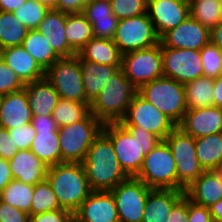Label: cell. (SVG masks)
I'll use <instances>...</instances> for the list:
<instances>
[{
    "label": "cell",
    "instance_id": "d6986e66",
    "mask_svg": "<svg viewBox=\"0 0 222 222\" xmlns=\"http://www.w3.org/2000/svg\"><path fill=\"white\" fill-rule=\"evenodd\" d=\"M32 117L25 88L3 95L0 104V128L9 130L29 124Z\"/></svg>",
    "mask_w": 222,
    "mask_h": 222
},
{
    "label": "cell",
    "instance_id": "f907efd6",
    "mask_svg": "<svg viewBox=\"0 0 222 222\" xmlns=\"http://www.w3.org/2000/svg\"><path fill=\"white\" fill-rule=\"evenodd\" d=\"M31 123L35 131L58 130V126L51 115H33Z\"/></svg>",
    "mask_w": 222,
    "mask_h": 222
},
{
    "label": "cell",
    "instance_id": "680465c9",
    "mask_svg": "<svg viewBox=\"0 0 222 222\" xmlns=\"http://www.w3.org/2000/svg\"><path fill=\"white\" fill-rule=\"evenodd\" d=\"M179 1L185 2L190 5L194 0H179Z\"/></svg>",
    "mask_w": 222,
    "mask_h": 222
},
{
    "label": "cell",
    "instance_id": "7dc6e473",
    "mask_svg": "<svg viewBox=\"0 0 222 222\" xmlns=\"http://www.w3.org/2000/svg\"><path fill=\"white\" fill-rule=\"evenodd\" d=\"M188 222H213L209 207L197 205L188 198Z\"/></svg>",
    "mask_w": 222,
    "mask_h": 222
},
{
    "label": "cell",
    "instance_id": "1f68e13d",
    "mask_svg": "<svg viewBox=\"0 0 222 222\" xmlns=\"http://www.w3.org/2000/svg\"><path fill=\"white\" fill-rule=\"evenodd\" d=\"M21 46L44 70L53 65L60 58L53 51L48 40L45 39L37 29L28 31Z\"/></svg>",
    "mask_w": 222,
    "mask_h": 222
},
{
    "label": "cell",
    "instance_id": "db71d44e",
    "mask_svg": "<svg viewBox=\"0 0 222 222\" xmlns=\"http://www.w3.org/2000/svg\"><path fill=\"white\" fill-rule=\"evenodd\" d=\"M27 0H0V11L13 12L24 5Z\"/></svg>",
    "mask_w": 222,
    "mask_h": 222
},
{
    "label": "cell",
    "instance_id": "d6a6232c",
    "mask_svg": "<svg viewBox=\"0 0 222 222\" xmlns=\"http://www.w3.org/2000/svg\"><path fill=\"white\" fill-rule=\"evenodd\" d=\"M65 36L69 46L78 53L92 38V26L82 13H66Z\"/></svg>",
    "mask_w": 222,
    "mask_h": 222
},
{
    "label": "cell",
    "instance_id": "4316f807",
    "mask_svg": "<svg viewBox=\"0 0 222 222\" xmlns=\"http://www.w3.org/2000/svg\"><path fill=\"white\" fill-rule=\"evenodd\" d=\"M79 62L86 99L91 103L101 92L110 76L115 74L121 66L101 65L87 60H79Z\"/></svg>",
    "mask_w": 222,
    "mask_h": 222
},
{
    "label": "cell",
    "instance_id": "9c48e42d",
    "mask_svg": "<svg viewBox=\"0 0 222 222\" xmlns=\"http://www.w3.org/2000/svg\"><path fill=\"white\" fill-rule=\"evenodd\" d=\"M44 77L52 84L59 98L89 102L84 92L82 72L77 55L59 58L45 70Z\"/></svg>",
    "mask_w": 222,
    "mask_h": 222
},
{
    "label": "cell",
    "instance_id": "d590c367",
    "mask_svg": "<svg viewBox=\"0 0 222 222\" xmlns=\"http://www.w3.org/2000/svg\"><path fill=\"white\" fill-rule=\"evenodd\" d=\"M34 186L16 179L2 189V201L31 215Z\"/></svg>",
    "mask_w": 222,
    "mask_h": 222
},
{
    "label": "cell",
    "instance_id": "91938a15",
    "mask_svg": "<svg viewBox=\"0 0 222 222\" xmlns=\"http://www.w3.org/2000/svg\"><path fill=\"white\" fill-rule=\"evenodd\" d=\"M2 201V189H0V202Z\"/></svg>",
    "mask_w": 222,
    "mask_h": 222
},
{
    "label": "cell",
    "instance_id": "e575fe53",
    "mask_svg": "<svg viewBox=\"0 0 222 222\" xmlns=\"http://www.w3.org/2000/svg\"><path fill=\"white\" fill-rule=\"evenodd\" d=\"M90 112V102L59 98L51 116L58 128L82 120Z\"/></svg>",
    "mask_w": 222,
    "mask_h": 222
},
{
    "label": "cell",
    "instance_id": "52a82bcc",
    "mask_svg": "<svg viewBox=\"0 0 222 222\" xmlns=\"http://www.w3.org/2000/svg\"><path fill=\"white\" fill-rule=\"evenodd\" d=\"M149 188L177 190L175 159L165 140L144 156L141 170L136 176Z\"/></svg>",
    "mask_w": 222,
    "mask_h": 222
},
{
    "label": "cell",
    "instance_id": "60d3db41",
    "mask_svg": "<svg viewBox=\"0 0 222 222\" xmlns=\"http://www.w3.org/2000/svg\"><path fill=\"white\" fill-rule=\"evenodd\" d=\"M110 5L118 20L147 13V0H110Z\"/></svg>",
    "mask_w": 222,
    "mask_h": 222
},
{
    "label": "cell",
    "instance_id": "8fae6325",
    "mask_svg": "<svg viewBox=\"0 0 222 222\" xmlns=\"http://www.w3.org/2000/svg\"><path fill=\"white\" fill-rule=\"evenodd\" d=\"M112 40L122 55L159 43V37L147 13L119 20Z\"/></svg>",
    "mask_w": 222,
    "mask_h": 222
},
{
    "label": "cell",
    "instance_id": "277c9868",
    "mask_svg": "<svg viewBox=\"0 0 222 222\" xmlns=\"http://www.w3.org/2000/svg\"><path fill=\"white\" fill-rule=\"evenodd\" d=\"M138 88L120 68L106 81L101 92L90 103V112L102 123L120 122Z\"/></svg>",
    "mask_w": 222,
    "mask_h": 222
},
{
    "label": "cell",
    "instance_id": "ab89813d",
    "mask_svg": "<svg viewBox=\"0 0 222 222\" xmlns=\"http://www.w3.org/2000/svg\"><path fill=\"white\" fill-rule=\"evenodd\" d=\"M203 65V76L217 78L222 74V52L209 42L200 50Z\"/></svg>",
    "mask_w": 222,
    "mask_h": 222
},
{
    "label": "cell",
    "instance_id": "5b68a950",
    "mask_svg": "<svg viewBox=\"0 0 222 222\" xmlns=\"http://www.w3.org/2000/svg\"><path fill=\"white\" fill-rule=\"evenodd\" d=\"M103 124L89 112L82 120L58 128L61 163H82Z\"/></svg>",
    "mask_w": 222,
    "mask_h": 222
},
{
    "label": "cell",
    "instance_id": "484cf974",
    "mask_svg": "<svg viewBox=\"0 0 222 222\" xmlns=\"http://www.w3.org/2000/svg\"><path fill=\"white\" fill-rule=\"evenodd\" d=\"M25 91L28 97L32 115H51L59 95L52 84L44 77L40 80L26 83Z\"/></svg>",
    "mask_w": 222,
    "mask_h": 222
},
{
    "label": "cell",
    "instance_id": "6da1fadb",
    "mask_svg": "<svg viewBox=\"0 0 222 222\" xmlns=\"http://www.w3.org/2000/svg\"><path fill=\"white\" fill-rule=\"evenodd\" d=\"M102 132L111 140L120 167L128 177H136L144 156L160 141L153 133L138 126H124L120 122L105 123Z\"/></svg>",
    "mask_w": 222,
    "mask_h": 222
},
{
    "label": "cell",
    "instance_id": "ffe728a7",
    "mask_svg": "<svg viewBox=\"0 0 222 222\" xmlns=\"http://www.w3.org/2000/svg\"><path fill=\"white\" fill-rule=\"evenodd\" d=\"M65 28L66 13L56 9L49 10L37 28L60 58L72 57L77 54L68 44Z\"/></svg>",
    "mask_w": 222,
    "mask_h": 222
},
{
    "label": "cell",
    "instance_id": "94428289",
    "mask_svg": "<svg viewBox=\"0 0 222 222\" xmlns=\"http://www.w3.org/2000/svg\"><path fill=\"white\" fill-rule=\"evenodd\" d=\"M2 98H3V94L0 93V104H1V100H2Z\"/></svg>",
    "mask_w": 222,
    "mask_h": 222
},
{
    "label": "cell",
    "instance_id": "d4e9b609",
    "mask_svg": "<svg viewBox=\"0 0 222 222\" xmlns=\"http://www.w3.org/2000/svg\"><path fill=\"white\" fill-rule=\"evenodd\" d=\"M185 195V191L151 188L142 222H168L173 206Z\"/></svg>",
    "mask_w": 222,
    "mask_h": 222
},
{
    "label": "cell",
    "instance_id": "681fc988",
    "mask_svg": "<svg viewBox=\"0 0 222 222\" xmlns=\"http://www.w3.org/2000/svg\"><path fill=\"white\" fill-rule=\"evenodd\" d=\"M89 0H57V10L67 13H82Z\"/></svg>",
    "mask_w": 222,
    "mask_h": 222
},
{
    "label": "cell",
    "instance_id": "4dcf8cb0",
    "mask_svg": "<svg viewBox=\"0 0 222 222\" xmlns=\"http://www.w3.org/2000/svg\"><path fill=\"white\" fill-rule=\"evenodd\" d=\"M187 110L214 106V79L199 77L184 84Z\"/></svg>",
    "mask_w": 222,
    "mask_h": 222
},
{
    "label": "cell",
    "instance_id": "6f0895ef",
    "mask_svg": "<svg viewBox=\"0 0 222 222\" xmlns=\"http://www.w3.org/2000/svg\"><path fill=\"white\" fill-rule=\"evenodd\" d=\"M40 4H43L49 10H57V0H36Z\"/></svg>",
    "mask_w": 222,
    "mask_h": 222
},
{
    "label": "cell",
    "instance_id": "7a4b0ae2",
    "mask_svg": "<svg viewBox=\"0 0 222 222\" xmlns=\"http://www.w3.org/2000/svg\"><path fill=\"white\" fill-rule=\"evenodd\" d=\"M82 163L92 191H111L128 178L120 167L111 140L102 131Z\"/></svg>",
    "mask_w": 222,
    "mask_h": 222
},
{
    "label": "cell",
    "instance_id": "816d5d0a",
    "mask_svg": "<svg viewBox=\"0 0 222 222\" xmlns=\"http://www.w3.org/2000/svg\"><path fill=\"white\" fill-rule=\"evenodd\" d=\"M13 180L8 160L0 158V189H4Z\"/></svg>",
    "mask_w": 222,
    "mask_h": 222
},
{
    "label": "cell",
    "instance_id": "3957f363",
    "mask_svg": "<svg viewBox=\"0 0 222 222\" xmlns=\"http://www.w3.org/2000/svg\"><path fill=\"white\" fill-rule=\"evenodd\" d=\"M46 179L60 207L72 213L92 192L83 163L62 162L49 166Z\"/></svg>",
    "mask_w": 222,
    "mask_h": 222
},
{
    "label": "cell",
    "instance_id": "f35d334b",
    "mask_svg": "<svg viewBox=\"0 0 222 222\" xmlns=\"http://www.w3.org/2000/svg\"><path fill=\"white\" fill-rule=\"evenodd\" d=\"M48 11L49 9L36 0H27L24 5L12 13L29 30H35Z\"/></svg>",
    "mask_w": 222,
    "mask_h": 222
},
{
    "label": "cell",
    "instance_id": "f5cc1de1",
    "mask_svg": "<svg viewBox=\"0 0 222 222\" xmlns=\"http://www.w3.org/2000/svg\"><path fill=\"white\" fill-rule=\"evenodd\" d=\"M214 106L222 108V74L214 79Z\"/></svg>",
    "mask_w": 222,
    "mask_h": 222
},
{
    "label": "cell",
    "instance_id": "7c38bea8",
    "mask_svg": "<svg viewBox=\"0 0 222 222\" xmlns=\"http://www.w3.org/2000/svg\"><path fill=\"white\" fill-rule=\"evenodd\" d=\"M124 126H138L164 140L177 125L163 114L156 106L145 100L139 93L131 100V104L123 119Z\"/></svg>",
    "mask_w": 222,
    "mask_h": 222
},
{
    "label": "cell",
    "instance_id": "4fadbf2b",
    "mask_svg": "<svg viewBox=\"0 0 222 222\" xmlns=\"http://www.w3.org/2000/svg\"><path fill=\"white\" fill-rule=\"evenodd\" d=\"M151 188L136 177H128L111 190L120 222H142Z\"/></svg>",
    "mask_w": 222,
    "mask_h": 222
},
{
    "label": "cell",
    "instance_id": "5bb4252c",
    "mask_svg": "<svg viewBox=\"0 0 222 222\" xmlns=\"http://www.w3.org/2000/svg\"><path fill=\"white\" fill-rule=\"evenodd\" d=\"M163 76L186 84L203 76L200 50L161 47Z\"/></svg>",
    "mask_w": 222,
    "mask_h": 222
},
{
    "label": "cell",
    "instance_id": "8d00e7d4",
    "mask_svg": "<svg viewBox=\"0 0 222 222\" xmlns=\"http://www.w3.org/2000/svg\"><path fill=\"white\" fill-rule=\"evenodd\" d=\"M190 15L211 30L222 22V0H194Z\"/></svg>",
    "mask_w": 222,
    "mask_h": 222
},
{
    "label": "cell",
    "instance_id": "30bf717a",
    "mask_svg": "<svg viewBox=\"0 0 222 222\" xmlns=\"http://www.w3.org/2000/svg\"><path fill=\"white\" fill-rule=\"evenodd\" d=\"M121 69L139 89L143 84L163 76L160 42L152 47L122 55Z\"/></svg>",
    "mask_w": 222,
    "mask_h": 222
},
{
    "label": "cell",
    "instance_id": "ac0fdd59",
    "mask_svg": "<svg viewBox=\"0 0 222 222\" xmlns=\"http://www.w3.org/2000/svg\"><path fill=\"white\" fill-rule=\"evenodd\" d=\"M178 127L193 138L222 132V108L210 106L187 110Z\"/></svg>",
    "mask_w": 222,
    "mask_h": 222
},
{
    "label": "cell",
    "instance_id": "9a60e30c",
    "mask_svg": "<svg viewBox=\"0 0 222 222\" xmlns=\"http://www.w3.org/2000/svg\"><path fill=\"white\" fill-rule=\"evenodd\" d=\"M161 47L201 50L210 42V30L191 15L160 38Z\"/></svg>",
    "mask_w": 222,
    "mask_h": 222
},
{
    "label": "cell",
    "instance_id": "bcb514c9",
    "mask_svg": "<svg viewBox=\"0 0 222 222\" xmlns=\"http://www.w3.org/2000/svg\"><path fill=\"white\" fill-rule=\"evenodd\" d=\"M18 148L14 144L12 138L9 135V131L4 128H0V158L10 160L18 152Z\"/></svg>",
    "mask_w": 222,
    "mask_h": 222
},
{
    "label": "cell",
    "instance_id": "f1b7e54d",
    "mask_svg": "<svg viewBox=\"0 0 222 222\" xmlns=\"http://www.w3.org/2000/svg\"><path fill=\"white\" fill-rule=\"evenodd\" d=\"M196 156L205 171L222 165V132L195 138Z\"/></svg>",
    "mask_w": 222,
    "mask_h": 222
},
{
    "label": "cell",
    "instance_id": "f6af8a7d",
    "mask_svg": "<svg viewBox=\"0 0 222 222\" xmlns=\"http://www.w3.org/2000/svg\"><path fill=\"white\" fill-rule=\"evenodd\" d=\"M29 216L18 208L3 201L0 202V222H29Z\"/></svg>",
    "mask_w": 222,
    "mask_h": 222
},
{
    "label": "cell",
    "instance_id": "ba28073f",
    "mask_svg": "<svg viewBox=\"0 0 222 222\" xmlns=\"http://www.w3.org/2000/svg\"><path fill=\"white\" fill-rule=\"evenodd\" d=\"M164 140L175 159L177 190L185 191L205 171L196 156L195 138L177 126Z\"/></svg>",
    "mask_w": 222,
    "mask_h": 222
},
{
    "label": "cell",
    "instance_id": "7402d4cb",
    "mask_svg": "<svg viewBox=\"0 0 222 222\" xmlns=\"http://www.w3.org/2000/svg\"><path fill=\"white\" fill-rule=\"evenodd\" d=\"M185 195L197 205L211 206L222 199V173L219 170L204 171L185 189Z\"/></svg>",
    "mask_w": 222,
    "mask_h": 222
},
{
    "label": "cell",
    "instance_id": "b9f144b4",
    "mask_svg": "<svg viewBox=\"0 0 222 222\" xmlns=\"http://www.w3.org/2000/svg\"><path fill=\"white\" fill-rule=\"evenodd\" d=\"M25 84L0 58V93L9 94L23 89Z\"/></svg>",
    "mask_w": 222,
    "mask_h": 222
},
{
    "label": "cell",
    "instance_id": "603a6c76",
    "mask_svg": "<svg viewBox=\"0 0 222 222\" xmlns=\"http://www.w3.org/2000/svg\"><path fill=\"white\" fill-rule=\"evenodd\" d=\"M0 58L24 84L40 80L45 76V70L22 46L0 50Z\"/></svg>",
    "mask_w": 222,
    "mask_h": 222
},
{
    "label": "cell",
    "instance_id": "7bdbcfd3",
    "mask_svg": "<svg viewBox=\"0 0 222 222\" xmlns=\"http://www.w3.org/2000/svg\"><path fill=\"white\" fill-rule=\"evenodd\" d=\"M9 135L16 147L21 149H30L31 142L36 136V131L32 123L24 124L13 129H9Z\"/></svg>",
    "mask_w": 222,
    "mask_h": 222
},
{
    "label": "cell",
    "instance_id": "cb8c5ba5",
    "mask_svg": "<svg viewBox=\"0 0 222 222\" xmlns=\"http://www.w3.org/2000/svg\"><path fill=\"white\" fill-rule=\"evenodd\" d=\"M82 14L92 26L93 37L113 39L119 20L112 13L110 1H90Z\"/></svg>",
    "mask_w": 222,
    "mask_h": 222
},
{
    "label": "cell",
    "instance_id": "c3c4849f",
    "mask_svg": "<svg viewBox=\"0 0 222 222\" xmlns=\"http://www.w3.org/2000/svg\"><path fill=\"white\" fill-rule=\"evenodd\" d=\"M168 222H188V197L186 195L173 206Z\"/></svg>",
    "mask_w": 222,
    "mask_h": 222
},
{
    "label": "cell",
    "instance_id": "74e56055",
    "mask_svg": "<svg viewBox=\"0 0 222 222\" xmlns=\"http://www.w3.org/2000/svg\"><path fill=\"white\" fill-rule=\"evenodd\" d=\"M31 215L60 209L55 192L47 179L34 185Z\"/></svg>",
    "mask_w": 222,
    "mask_h": 222
},
{
    "label": "cell",
    "instance_id": "ee69618b",
    "mask_svg": "<svg viewBox=\"0 0 222 222\" xmlns=\"http://www.w3.org/2000/svg\"><path fill=\"white\" fill-rule=\"evenodd\" d=\"M29 222H74V218L71 211L60 208L41 214L30 215Z\"/></svg>",
    "mask_w": 222,
    "mask_h": 222
},
{
    "label": "cell",
    "instance_id": "f546056e",
    "mask_svg": "<svg viewBox=\"0 0 222 222\" xmlns=\"http://www.w3.org/2000/svg\"><path fill=\"white\" fill-rule=\"evenodd\" d=\"M30 150L47 166L61 163L58 130L36 131Z\"/></svg>",
    "mask_w": 222,
    "mask_h": 222
},
{
    "label": "cell",
    "instance_id": "836d02e7",
    "mask_svg": "<svg viewBox=\"0 0 222 222\" xmlns=\"http://www.w3.org/2000/svg\"><path fill=\"white\" fill-rule=\"evenodd\" d=\"M28 31L12 12L0 11V50L21 46Z\"/></svg>",
    "mask_w": 222,
    "mask_h": 222
},
{
    "label": "cell",
    "instance_id": "11a10c76",
    "mask_svg": "<svg viewBox=\"0 0 222 222\" xmlns=\"http://www.w3.org/2000/svg\"><path fill=\"white\" fill-rule=\"evenodd\" d=\"M210 42L222 52V22L210 30Z\"/></svg>",
    "mask_w": 222,
    "mask_h": 222
},
{
    "label": "cell",
    "instance_id": "9f6ffc18",
    "mask_svg": "<svg viewBox=\"0 0 222 222\" xmlns=\"http://www.w3.org/2000/svg\"><path fill=\"white\" fill-rule=\"evenodd\" d=\"M209 210L214 222H222V199L209 206Z\"/></svg>",
    "mask_w": 222,
    "mask_h": 222
},
{
    "label": "cell",
    "instance_id": "44dd1931",
    "mask_svg": "<svg viewBox=\"0 0 222 222\" xmlns=\"http://www.w3.org/2000/svg\"><path fill=\"white\" fill-rule=\"evenodd\" d=\"M13 179L35 185L46 179L48 167L30 149H21L8 160Z\"/></svg>",
    "mask_w": 222,
    "mask_h": 222
},
{
    "label": "cell",
    "instance_id": "83f0119b",
    "mask_svg": "<svg viewBox=\"0 0 222 222\" xmlns=\"http://www.w3.org/2000/svg\"><path fill=\"white\" fill-rule=\"evenodd\" d=\"M79 60L121 66L122 54L111 39L93 37L77 54Z\"/></svg>",
    "mask_w": 222,
    "mask_h": 222
},
{
    "label": "cell",
    "instance_id": "8992f818",
    "mask_svg": "<svg viewBox=\"0 0 222 222\" xmlns=\"http://www.w3.org/2000/svg\"><path fill=\"white\" fill-rule=\"evenodd\" d=\"M138 93L177 126L182 122L187 111L184 84L162 76L143 84L138 89Z\"/></svg>",
    "mask_w": 222,
    "mask_h": 222
},
{
    "label": "cell",
    "instance_id": "2e32d148",
    "mask_svg": "<svg viewBox=\"0 0 222 222\" xmlns=\"http://www.w3.org/2000/svg\"><path fill=\"white\" fill-rule=\"evenodd\" d=\"M147 14L160 38L190 16V5L179 0H147Z\"/></svg>",
    "mask_w": 222,
    "mask_h": 222
},
{
    "label": "cell",
    "instance_id": "e0dca14e",
    "mask_svg": "<svg viewBox=\"0 0 222 222\" xmlns=\"http://www.w3.org/2000/svg\"><path fill=\"white\" fill-rule=\"evenodd\" d=\"M73 218L74 222H120L111 191H92Z\"/></svg>",
    "mask_w": 222,
    "mask_h": 222
}]
</instances>
